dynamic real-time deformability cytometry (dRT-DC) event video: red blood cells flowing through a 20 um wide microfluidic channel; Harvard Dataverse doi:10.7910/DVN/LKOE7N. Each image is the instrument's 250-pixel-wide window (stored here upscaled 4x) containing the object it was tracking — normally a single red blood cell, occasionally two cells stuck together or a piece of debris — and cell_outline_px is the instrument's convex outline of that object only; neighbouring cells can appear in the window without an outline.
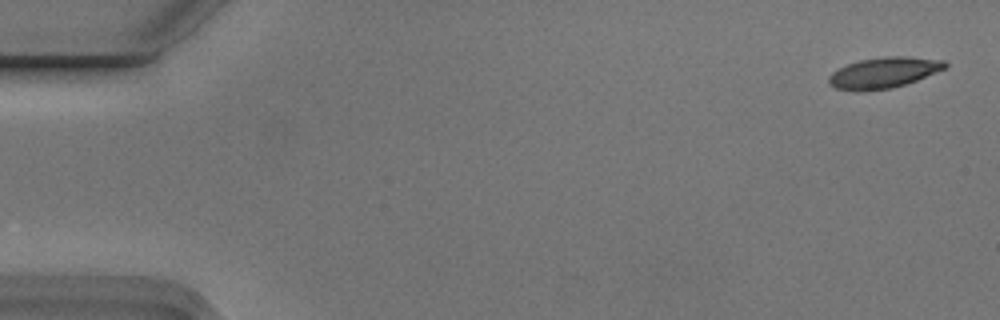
{"species": "Egyptian fruit bat (a non-hibernating species)", "species_latin": "Rousettus aegyptiacus", "temperature_condition": "cold", "stored_images_in_passage": 3, "camera_frame_rate_fps": 3000, "um_per_image_px": 0.085, "animal": {"sex": "male"}, "frame": {"image": 1, "passage_image": 1, "time_ms": 0.0, "image_size_px": [1000, 320], "cell_outline_px": [[948, 64], [944, 68], [916, 80], [892, 88], [836, 88], [828, 84], [828, 76], [832, 72], [848, 64], [860, 60], [884, 56], [900, 56], [944, 60]], "centroid_in_image_um": [75.13, 6.13], "position_along_channel_um": 9.9, "area_um2": 19.88}}